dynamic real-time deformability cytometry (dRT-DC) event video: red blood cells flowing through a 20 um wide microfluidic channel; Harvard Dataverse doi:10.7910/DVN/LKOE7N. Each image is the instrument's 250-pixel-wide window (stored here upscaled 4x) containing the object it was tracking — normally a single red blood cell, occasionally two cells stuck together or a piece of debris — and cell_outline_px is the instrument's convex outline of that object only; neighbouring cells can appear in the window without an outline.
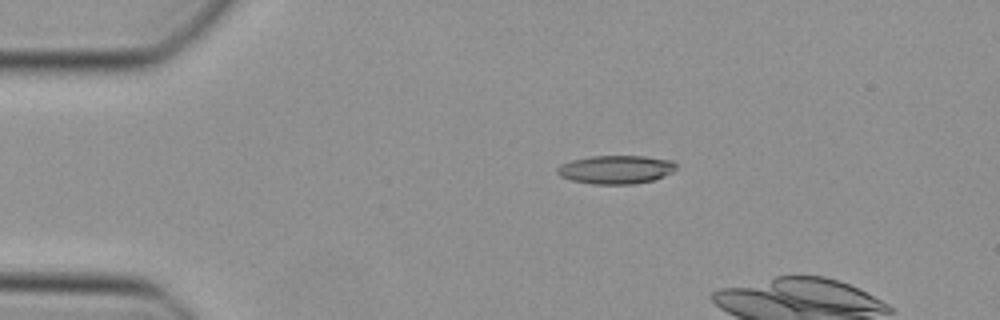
{"species": "Egyptian fruit bat (a non-hibernating species)", "species_latin": "Rousettus aegyptiacus", "temperature_condition": "cold", "stored_images_in_passage": 7, "camera_frame_rate_fps": 3000, "um_per_image_px": 0.085, "animal": {"sex": "female"}, "frame": {"image": 1, "passage_image": 1, "time_ms": 0.0, "image_size_px": [1000, 320], "cell_outline_px": [[676, 168], [672, 172], [652, 180], [632, 184], [592, 184], [572, 180], [560, 176], [556, 172], [556, 168], [560, 164], [572, 160], [592, 156], [644, 156], [672, 160], [676, 164]], "centroid_in_image_um": [52.32, 14.4], "position_along_channel_um": 32.7, "area_um2": 19.65}}